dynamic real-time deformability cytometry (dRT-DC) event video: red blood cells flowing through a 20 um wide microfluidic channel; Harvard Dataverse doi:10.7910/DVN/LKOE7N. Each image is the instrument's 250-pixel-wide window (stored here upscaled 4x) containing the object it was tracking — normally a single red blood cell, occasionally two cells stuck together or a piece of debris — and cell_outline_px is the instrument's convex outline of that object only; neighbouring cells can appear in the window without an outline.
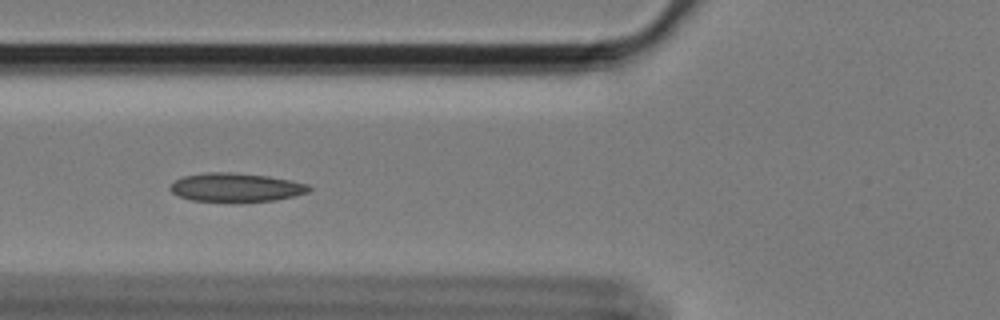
{"species": "Egyptian fruit bat (a non-hibernating species)", "species_latin": "Rousettus aegyptiacus", "temperature_condition": "cold", "stored_images_in_passage": 43, "camera_frame_rate_fps": 3000, "um_per_image_px": 0.085, "animal": {"sex": "female"}, "frame": {"image": 1, "passage_image": 7, "time_ms": 2.0, "image_size_px": [1000, 320], "cell_outline_px": [[312, 188], [308, 192], [276, 200], [192, 200], [180, 196], [172, 192], [168, 188], [176, 180], [184, 176], [208, 172], [228, 172], [268, 176], [308, 184]], "centroid_in_image_um": [20.05, 15.9], "position_along_channel_um": 105.7, "area_um2": 22.43}}
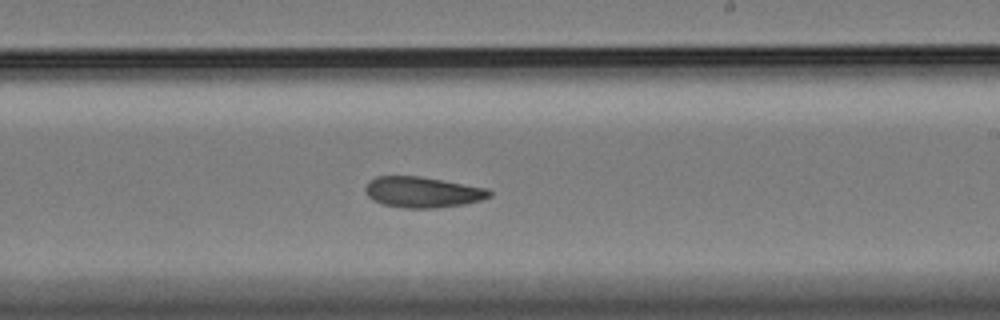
{"frame": {"image": 2, "passage_image": 20, "time_ms": 6.333, "image_size_px": [1000, 320], "cell_outline_px": [[492, 196], [480, 200], [464, 204], [436, 208], [404, 208], [384, 204], [372, 200], [368, 196], [364, 188], [368, 180], [376, 176], [420, 176], [488, 188], [492, 192]], "centroid_in_image_um": [35.91, 16.32], "position_along_channel_um": 253.1, "area_um2": 22.37}}
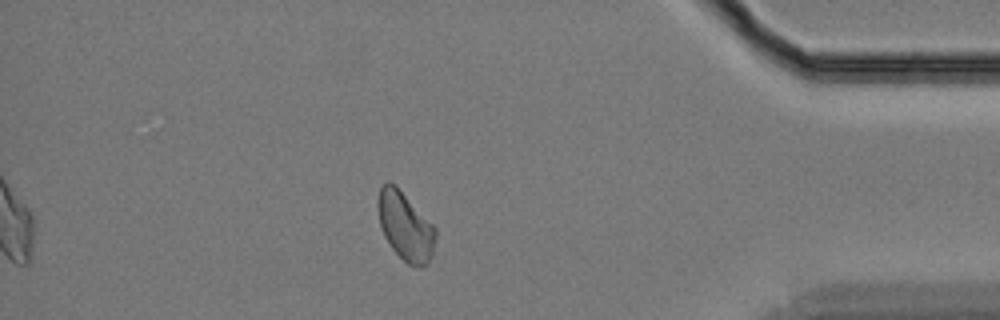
{"frame": {"image": 3, "passage_image": 36, "time_ms": 11.667, "image_size_px": [1000, 320], "cell_outline_px": [[436, 236], [432, 252], [428, 264], [424, 268], [416, 268], [408, 264], [392, 248], [384, 236], [380, 224], [380, 188], [388, 180], [396, 184], [436, 228]], "centroid_in_image_um": [34.5, 19.26], "position_along_channel_um": 400.7, "area_um2": 22.6}}